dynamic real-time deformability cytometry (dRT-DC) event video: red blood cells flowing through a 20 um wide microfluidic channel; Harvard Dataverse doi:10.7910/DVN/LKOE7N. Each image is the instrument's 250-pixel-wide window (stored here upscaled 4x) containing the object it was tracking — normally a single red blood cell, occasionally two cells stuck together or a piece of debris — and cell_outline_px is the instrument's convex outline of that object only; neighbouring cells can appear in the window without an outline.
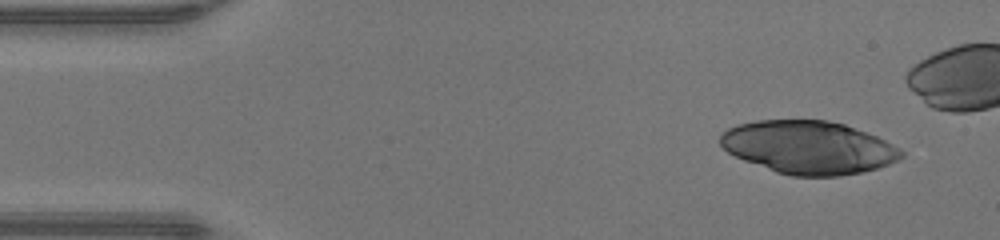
{"species": "human", "species_latin": "Homo sapiens", "temperature_condition": "warm", "stored_images_in_passage": 38, "camera_frame_rate_fps": 3000, "um_per_image_px": 0.085, "donor": {"sex": "male"}, "frame": {"image": 1, "passage_image": 1, "time_ms": 0.0, "image_size_px": [1000, 240], "cell_outline_px": [[904, 156], [900, 160], [876, 168], [860, 172], [840, 176], [792, 176], [776, 172], [744, 160], [728, 152], [720, 144], [720, 132], [736, 124], [756, 120], [824, 120], [844, 124], [876, 136], [900, 148], [904, 152]], "centroid_in_image_um": [68.71, 12.52], "position_along_channel_um": 16.3, "area_um2": 55.89}}